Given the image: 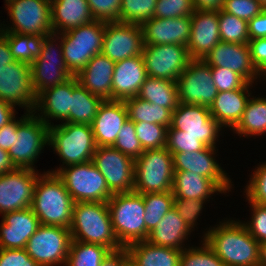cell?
I'll list each match as a JSON object with an SVG mask.
<instances>
[{
    "mask_svg": "<svg viewBox=\"0 0 266 266\" xmlns=\"http://www.w3.org/2000/svg\"><path fill=\"white\" fill-rule=\"evenodd\" d=\"M203 239L226 266H259L260 243L244 223L228 220L211 227Z\"/></svg>",
    "mask_w": 266,
    "mask_h": 266,
    "instance_id": "obj_1",
    "label": "cell"
},
{
    "mask_svg": "<svg viewBox=\"0 0 266 266\" xmlns=\"http://www.w3.org/2000/svg\"><path fill=\"white\" fill-rule=\"evenodd\" d=\"M74 203L56 173L47 171L38 176L31 208L40 224L70 228Z\"/></svg>",
    "mask_w": 266,
    "mask_h": 266,
    "instance_id": "obj_2",
    "label": "cell"
},
{
    "mask_svg": "<svg viewBox=\"0 0 266 266\" xmlns=\"http://www.w3.org/2000/svg\"><path fill=\"white\" fill-rule=\"evenodd\" d=\"M72 240L100 244L111 251L123 248L117 240L107 202H78L73 205Z\"/></svg>",
    "mask_w": 266,
    "mask_h": 266,
    "instance_id": "obj_3",
    "label": "cell"
},
{
    "mask_svg": "<svg viewBox=\"0 0 266 266\" xmlns=\"http://www.w3.org/2000/svg\"><path fill=\"white\" fill-rule=\"evenodd\" d=\"M107 204L114 234L123 248L147 239L149 231L144 221L143 194L134 191L116 193Z\"/></svg>",
    "mask_w": 266,
    "mask_h": 266,
    "instance_id": "obj_4",
    "label": "cell"
},
{
    "mask_svg": "<svg viewBox=\"0 0 266 266\" xmlns=\"http://www.w3.org/2000/svg\"><path fill=\"white\" fill-rule=\"evenodd\" d=\"M49 145L63 166L91 161L97 148L91 125L69 122L49 126Z\"/></svg>",
    "mask_w": 266,
    "mask_h": 266,
    "instance_id": "obj_5",
    "label": "cell"
},
{
    "mask_svg": "<svg viewBox=\"0 0 266 266\" xmlns=\"http://www.w3.org/2000/svg\"><path fill=\"white\" fill-rule=\"evenodd\" d=\"M105 23L93 20L58 34L68 71L76 76L96 54L102 52Z\"/></svg>",
    "mask_w": 266,
    "mask_h": 266,
    "instance_id": "obj_6",
    "label": "cell"
},
{
    "mask_svg": "<svg viewBox=\"0 0 266 266\" xmlns=\"http://www.w3.org/2000/svg\"><path fill=\"white\" fill-rule=\"evenodd\" d=\"M134 171V192L145 194L172 190L173 156L166 147L144 150L134 160Z\"/></svg>",
    "mask_w": 266,
    "mask_h": 266,
    "instance_id": "obj_7",
    "label": "cell"
},
{
    "mask_svg": "<svg viewBox=\"0 0 266 266\" xmlns=\"http://www.w3.org/2000/svg\"><path fill=\"white\" fill-rule=\"evenodd\" d=\"M51 173H56L63 180L75 203L107 202L113 195L92 160L64 168L62 166Z\"/></svg>",
    "mask_w": 266,
    "mask_h": 266,
    "instance_id": "obj_8",
    "label": "cell"
},
{
    "mask_svg": "<svg viewBox=\"0 0 266 266\" xmlns=\"http://www.w3.org/2000/svg\"><path fill=\"white\" fill-rule=\"evenodd\" d=\"M45 145H49V126L32 112L18 124L17 136L8 154L16 168L35 170L34 161Z\"/></svg>",
    "mask_w": 266,
    "mask_h": 266,
    "instance_id": "obj_9",
    "label": "cell"
},
{
    "mask_svg": "<svg viewBox=\"0 0 266 266\" xmlns=\"http://www.w3.org/2000/svg\"><path fill=\"white\" fill-rule=\"evenodd\" d=\"M71 241L69 228L40 224L25 250L40 266L65 265Z\"/></svg>",
    "mask_w": 266,
    "mask_h": 266,
    "instance_id": "obj_10",
    "label": "cell"
},
{
    "mask_svg": "<svg viewBox=\"0 0 266 266\" xmlns=\"http://www.w3.org/2000/svg\"><path fill=\"white\" fill-rule=\"evenodd\" d=\"M58 39L56 33L45 36L40 56L30 65L31 84L36 97L42 91L63 84L73 77L66 67L62 46L58 45L59 51H55L54 42ZM54 51H58L57 54Z\"/></svg>",
    "mask_w": 266,
    "mask_h": 266,
    "instance_id": "obj_11",
    "label": "cell"
},
{
    "mask_svg": "<svg viewBox=\"0 0 266 266\" xmlns=\"http://www.w3.org/2000/svg\"><path fill=\"white\" fill-rule=\"evenodd\" d=\"M7 10L13 27L2 28L0 26V32L38 36H48L53 33L51 2L47 0H14L7 6Z\"/></svg>",
    "mask_w": 266,
    "mask_h": 266,
    "instance_id": "obj_12",
    "label": "cell"
},
{
    "mask_svg": "<svg viewBox=\"0 0 266 266\" xmlns=\"http://www.w3.org/2000/svg\"><path fill=\"white\" fill-rule=\"evenodd\" d=\"M142 57L147 75L176 82L192 58L187 46L144 44Z\"/></svg>",
    "mask_w": 266,
    "mask_h": 266,
    "instance_id": "obj_13",
    "label": "cell"
},
{
    "mask_svg": "<svg viewBox=\"0 0 266 266\" xmlns=\"http://www.w3.org/2000/svg\"><path fill=\"white\" fill-rule=\"evenodd\" d=\"M176 83L181 103L209 108L218 94L210 66L203 59H192Z\"/></svg>",
    "mask_w": 266,
    "mask_h": 266,
    "instance_id": "obj_14",
    "label": "cell"
},
{
    "mask_svg": "<svg viewBox=\"0 0 266 266\" xmlns=\"http://www.w3.org/2000/svg\"><path fill=\"white\" fill-rule=\"evenodd\" d=\"M92 162L104 176L112 194L132 192L134 160L113 146H97Z\"/></svg>",
    "mask_w": 266,
    "mask_h": 266,
    "instance_id": "obj_15",
    "label": "cell"
},
{
    "mask_svg": "<svg viewBox=\"0 0 266 266\" xmlns=\"http://www.w3.org/2000/svg\"><path fill=\"white\" fill-rule=\"evenodd\" d=\"M171 127L197 137L205 146L215 147L222 126L211 116L206 106L179 102L172 112Z\"/></svg>",
    "mask_w": 266,
    "mask_h": 266,
    "instance_id": "obj_16",
    "label": "cell"
},
{
    "mask_svg": "<svg viewBox=\"0 0 266 266\" xmlns=\"http://www.w3.org/2000/svg\"><path fill=\"white\" fill-rule=\"evenodd\" d=\"M39 174L26 168H15L0 175V214L30 208Z\"/></svg>",
    "mask_w": 266,
    "mask_h": 266,
    "instance_id": "obj_17",
    "label": "cell"
},
{
    "mask_svg": "<svg viewBox=\"0 0 266 266\" xmlns=\"http://www.w3.org/2000/svg\"><path fill=\"white\" fill-rule=\"evenodd\" d=\"M0 99L27 109L32 113L36 95L31 84V68L27 63L14 61L0 71Z\"/></svg>",
    "mask_w": 266,
    "mask_h": 266,
    "instance_id": "obj_18",
    "label": "cell"
},
{
    "mask_svg": "<svg viewBox=\"0 0 266 266\" xmlns=\"http://www.w3.org/2000/svg\"><path fill=\"white\" fill-rule=\"evenodd\" d=\"M144 48L141 25L110 22L105 23L102 54L117 62L142 55Z\"/></svg>",
    "mask_w": 266,
    "mask_h": 266,
    "instance_id": "obj_19",
    "label": "cell"
},
{
    "mask_svg": "<svg viewBox=\"0 0 266 266\" xmlns=\"http://www.w3.org/2000/svg\"><path fill=\"white\" fill-rule=\"evenodd\" d=\"M216 147L206 146L203 150L194 152L171 153L174 171H191L211 179L224 193L231 188V180L222 167L215 161Z\"/></svg>",
    "mask_w": 266,
    "mask_h": 266,
    "instance_id": "obj_20",
    "label": "cell"
},
{
    "mask_svg": "<svg viewBox=\"0 0 266 266\" xmlns=\"http://www.w3.org/2000/svg\"><path fill=\"white\" fill-rule=\"evenodd\" d=\"M203 60L210 67H224L237 72L251 84L258 76L259 78L261 76L252 64L248 43L238 44L220 41Z\"/></svg>",
    "mask_w": 266,
    "mask_h": 266,
    "instance_id": "obj_21",
    "label": "cell"
},
{
    "mask_svg": "<svg viewBox=\"0 0 266 266\" xmlns=\"http://www.w3.org/2000/svg\"><path fill=\"white\" fill-rule=\"evenodd\" d=\"M220 41L218 11L195 10L187 44L190 57L203 59Z\"/></svg>",
    "mask_w": 266,
    "mask_h": 266,
    "instance_id": "obj_22",
    "label": "cell"
},
{
    "mask_svg": "<svg viewBox=\"0 0 266 266\" xmlns=\"http://www.w3.org/2000/svg\"><path fill=\"white\" fill-rule=\"evenodd\" d=\"M144 44H179L187 46L191 33V16L150 18L141 24Z\"/></svg>",
    "mask_w": 266,
    "mask_h": 266,
    "instance_id": "obj_23",
    "label": "cell"
},
{
    "mask_svg": "<svg viewBox=\"0 0 266 266\" xmlns=\"http://www.w3.org/2000/svg\"><path fill=\"white\" fill-rule=\"evenodd\" d=\"M0 224V248L25 249L29 238L40 225L32 208L3 214Z\"/></svg>",
    "mask_w": 266,
    "mask_h": 266,
    "instance_id": "obj_24",
    "label": "cell"
},
{
    "mask_svg": "<svg viewBox=\"0 0 266 266\" xmlns=\"http://www.w3.org/2000/svg\"><path fill=\"white\" fill-rule=\"evenodd\" d=\"M147 77L142 55L115 62L112 100L125 101L138 96Z\"/></svg>",
    "mask_w": 266,
    "mask_h": 266,
    "instance_id": "obj_25",
    "label": "cell"
},
{
    "mask_svg": "<svg viewBox=\"0 0 266 266\" xmlns=\"http://www.w3.org/2000/svg\"><path fill=\"white\" fill-rule=\"evenodd\" d=\"M128 119L124 101L104 100L91 124L97 146H113L121 127Z\"/></svg>",
    "mask_w": 266,
    "mask_h": 266,
    "instance_id": "obj_26",
    "label": "cell"
},
{
    "mask_svg": "<svg viewBox=\"0 0 266 266\" xmlns=\"http://www.w3.org/2000/svg\"><path fill=\"white\" fill-rule=\"evenodd\" d=\"M115 62L102 53L96 54L75 76L91 94L112 100V80Z\"/></svg>",
    "mask_w": 266,
    "mask_h": 266,
    "instance_id": "obj_27",
    "label": "cell"
},
{
    "mask_svg": "<svg viewBox=\"0 0 266 266\" xmlns=\"http://www.w3.org/2000/svg\"><path fill=\"white\" fill-rule=\"evenodd\" d=\"M71 96L72 78L63 84L42 91L36 97V105L33 112L35 114L37 113L36 110L41 111V116L39 115L37 117L48 126L52 125L48 118H55L56 120L61 119L65 122H69Z\"/></svg>",
    "mask_w": 266,
    "mask_h": 266,
    "instance_id": "obj_28",
    "label": "cell"
},
{
    "mask_svg": "<svg viewBox=\"0 0 266 266\" xmlns=\"http://www.w3.org/2000/svg\"><path fill=\"white\" fill-rule=\"evenodd\" d=\"M251 83H246L242 88L218 92L214 102L209 107L211 116L223 127L233 129L240 121L246 104L250 99L249 87ZM248 94V95H247Z\"/></svg>",
    "mask_w": 266,
    "mask_h": 266,
    "instance_id": "obj_29",
    "label": "cell"
},
{
    "mask_svg": "<svg viewBox=\"0 0 266 266\" xmlns=\"http://www.w3.org/2000/svg\"><path fill=\"white\" fill-rule=\"evenodd\" d=\"M93 20L94 18L87 0L51 1V23L53 33H64L78 26L88 24Z\"/></svg>",
    "mask_w": 266,
    "mask_h": 266,
    "instance_id": "obj_30",
    "label": "cell"
},
{
    "mask_svg": "<svg viewBox=\"0 0 266 266\" xmlns=\"http://www.w3.org/2000/svg\"><path fill=\"white\" fill-rule=\"evenodd\" d=\"M191 229L187 226L176 209H170L161 221L152 229L146 241L155 245L173 248L182 251L184 239L190 235Z\"/></svg>",
    "mask_w": 266,
    "mask_h": 266,
    "instance_id": "obj_31",
    "label": "cell"
},
{
    "mask_svg": "<svg viewBox=\"0 0 266 266\" xmlns=\"http://www.w3.org/2000/svg\"><path fill=\"white\" fill-rule=\"evenodd\" d=\"M129 262L134 266H179L180 250L148 243L135 242L126 247Z\"/></svg>",
    "mask_w": 266,
    "mask_h": 266,
    "instance_id": "obj_32",
    "label": "cell"
},
{
    "mask_svg": "<svg viewBox=\"0 0 266 266\" xmlns=\"http://www.w3.org/2000/svg\"><path fill=\"white\" fill-rule=\"evenodd\" d=\"M171 192L175 199H205L224 193L211 179L191 171H174Z\"/></svg>",
    "mask_w": 266,
    "mask_h": 266,
    "instance_id": "obj_33",
    "label": "cell"
},
{
    "mask_svg": "<svg viewBox=\"0 0 266 266\" xmlns=\"http://www.w3.org/2000/svg\"><path fill=\"white\" fill-rule=\"evenodd\" d=\"M104 99L91 94L72 77L71 111L69 123L91 125Z\"/></svg>",
    "mask_w": 266,
    "mask_h": 266,
    "instance_id": "obj_34",
    "label": "cell"
},
{
    "mask_svg": "<svg viewBox=\"0 0 266 266\" xmlns=\"http://www.w3.org/2000/svg\"><path fill=\"white\" fill-rule=\"evenodd\" d=\"M138 97L158 106L166 107L172 112L179 104L176 82L149 76L142 84Z\"/></svg>",
    "mask_w": 266,
    "mask_h": 266,
    "instance_id": "obj_35",
    "label": "cell"
},
{
    "mask_svg": "<svg viewBox=\"0 0 266 266\" xmlns=\"http://www.w3.org/2000/svg\"><path fill=\"white\" fill-rule=\"evenodd\" d=\"M124 102L128 110V118L134 123H155L168 128L171 126L172 111L170 109L150 103L138 96L126 99Z\"/></svg>",
    "mask_w": 266,
    "mask_h": 266,
    "instance_id": "obj_36",
    "label": "cell"
},
{
    "mask_svg": "<svg viewBox=\"0 0 266 266\" xmlns=\"http://www.w3.org/2000/svg\"><path fill=\"white\" fill-rule=\"evenodd\" d=\"M232 130L245 137L264 134L266 132V98H250L240 121Z\"/></svg>",
    "mask_w": 266,
    "mask_h": 266,
    "instance_id": "obj_37",
    "label": "cell"
},
{
    "mask_svg": "<svg viewBox=\"0 0 266 266\" xmlns=\"http://www.w3.org/2000/svg\"><path fill=\"white\" fill-rule=\"evenodd\" d=\"M7 40L16 61L31 65L41 54L45 36L0 32Z\"/></svg>",
    "mask_w": 266,
    "mask_h": 266,
    "instance_id": "obj_38",
    "label": "cell"
},
{
    "mask_svg": "<svg viewBox=\"0 0 266 266\" xmlns=\"http://www.w3.org/2000/svg\"><path fill=\"white\" fill-rule=\"evenodd\" d=\"M110 252L100 244L72 240L65 266H101Z\"/></svg>",
    "mask_w": 266,
    "mask_h": 266,
    "instance_id": "obj_39",
    "label": "cell"
},
{
    "mask_svg": "<svg viewBox=\"0 0 266 266\" xmlns=\"http://www.w3.org/2000/svg\"><path fill=\"white\" fill-rule=\"evenodd\" d=\"M174 195L170 192L145 193L143 201L145 207L144 221L150 232L161 221L165 214L174 207Z\"/></svg>",
    "mask_w": 266,
    "mask_h": 266,
    "instance_id": "obj_40",
    "label": "cell"
},
{
    "mask_svg": "<svg viewBox=\"0 0 266 266\" xmlns=\"http://www.w3.org/2000/svg\"><path fill=\"white\" fill-rule=\"evenodd\" d=\"M220 40L229 43L249 42L248 22L222 10L218 11Z\"/></svg>",
    "mask_w": 266,
    "mask_h": 266,
    "instance_id": "obj_41",
    "label": "cell"
},
{
    "mask_svg": "<svg viewBox=\"0 0 266 266\" xmlns=\"http://www.w3.org/2000/svg\"><path fill=\"white\" fill-rule=\"evenodd\" d=\"M157 0H121L119 22L141 25L153 17Z\"/></svg>",
    "mask_w": 266,
    "mask_h": 266,
    "instance_id": "obj_42",
    "label": "cell"
},
{
    "mask_svg": "<svg viewBox=\"0 0 266 266\" xmlns=\"http://www.w3.org/2000/svg\"><path fill=\"white\" fill-rule=\"evenodd\" d=\"M134 125L143 150L165 147L168 127L146 122H137Z\"/></svg>",
    "mask_w": 266,
    "mask_h": 266,
    "instance_id": "obj_43",
    "label": "cell"
},
{
    "mask_svg": "<svg viewBox=\"0 0 266 266\" xmlns=\"http://www.w3.org/2000/svg\"><path fill=\"white\" fill-rule=\"evenodd\" d=\"M202 247L184 248L180 255L179 266H226L203 240Z\"/></svg>",
    "mask_w": 266,
    "mask_h": 266,
    "instance_id": "obj_44",
    "label": "cell"
},
{
    "mask_svg": "<svg viewBox=\"0 0 266 266\" xmlns=\"http://www.w3.org/2000/svg\"><path fill=\"white\" fill-rule=\"evenodd\" d=\"M113 147L133 160H136L144 152L137 138L134 122L129 118L121 127Z\"/></svg>",
    "mask_w": 266,
    "mask_h": 266,
    "instance_id": "obj_45",
    "label": "cell"
},
{
    "mask_svg": "<svg viewBox=\"0 0 266 266\" xmlns=\"http://www.w3.org/2000/svg\"><path fill=\"white\" fill-rule=\"evenodd\" d=\"M195 10L193 0H157L153 17L168 19L192 16Z\"/></svg>",
    "mask_w": 266,
    "mask_h": 266,
    "instance_id": "obj_46",
    "label": "cell"
},
{
    "mask_svg": "<svg viewBox=\"0 0 266 266\" xmlns=\"http://www.w3.org/2000/svg\"><path fill=\"white\" fill-rule=\"evenodd\" d=\"M165 147L171 153H177L200 151L206 146L197 137L184 134L183 131L175 130L170 126L167 130Z\"/></svg>",
    "mask_w": 266,
    "mask_h": 266,
    "instance_id": "obj_47",
    "label": "cell"
},
{
    "mask_svg": "<svg viewBox=\"0 0 266 266\" xmlns=\"http://www.w3.org/2000/svg\"><path fill=\"white\" fill-rule=\"evenodd\" d=\"M221 10L249 22L265 8L258 0H224Z\"/></svg>",
    "mask_w": 266,
    "mask_h": 266,
    "instance_id": "obj_48",
    "label": "cell"
},
{
    "mask_svg": "<svg viewBox=\"0 0 266 266\" xmlns=\"http://www.w3.org/2000/svg\"><path fill=\"white\" fill-rule=\"evenodd\" d=\"M94 20L119 22L121 0H87Z\"/></svg>",
    "mask_w": 266,
    "mask_h": 266,
    "instance_id": "obj_49",
    "label": "cell"
},
{
    "mask_svg": "<svg viewBox=\"0 0 266 266\" xmlns=\"http://www.w3.org/2000/svg\"><path fill=\"white\" fill-rule=\"evenodd\" d=\"M213 82L218 92L242 88L247 81L237 72L224 67H210Z\"/></svg>",
    "mask_w": 266,
    "mask_h": 266,
    "instance_id": "obj_50",
    "label": "cell"
},
{
    "mask_svg": "<svg viewBox=\"0 0 266 266\" xmlns=\"http://www.w3.org/2000/svg\"><path fill=\"white\" fill-rule=\"evenodd\" d=\"M246 186V197L251 202L266 205V162L257 167Z\"/></svg>",
    "mask_w": 266,
    "mask_h": 266,
    "instance_id": "obj_51",
    "label": "cell"
},
{
    "mask_svg": "<svg viewBox=\"0 0 266 266\" xmlns=\"http://www.w3.org/2000/svg\"><path fill=\"white\" fill-rule=\"evenodd\" d=\"M246 199L251 204L253 215L251 221H249L250 223L246 222L244 225L257 242H264L266 241V205L251 202L248 198Z\"/></svg>",
    "mask_w": 266,
    "mask_h": 266,
    "instance_id": "obj_52",
    "label": "cell"
},
{
    "mask_svg": "<svg viewBox=\"0 0 266 266\" xmlns=\"http://www.w3.org/2000/svg\"><path fill=\"white\" fill-rule=\"evenodd\" d=\"M205 201V199H174V208L191 230L196 225Z\"/></svg>",
    "mask_w": 266,
    "mask_h": 266,
    "instance_id": "obj_53",
    "label": "cell"
},
{
    "mask_svg": "<svg viewBox=\"0 0 266 266\" xmlns=\"http://www.w3.org/2000/svg\"><path fill=\"white\" fill-rule=\"evenodd\" d=\"M0 266H40L25 249L0 248Z\"/></svg>",
    "mask_w": 266,
    "mask_h": 266,
    "instance_id": "obj_54",
    "label": "cell"
},
{
    "mask_svg": "<svg viewBox=\"0 0 266 266\" xmlns=\"http://www.w3.org/2000/svg\"><path fill=\"white\" fill-rule=\"evenodd\" d=\"M248 45L253 66L261 76L266 77V37L249 40Z\"/></svg>",
    "mask_w": 266,
    "mask_h": 266,
    "instance_id": "obj_55",
    "label": "cell"
},
{
    "mask_svg": "<svg viewBox=\"0 0 266 266\" xmlns=\"http://www.w3.org/2000/svg\"><path fill=\"white\" fill-rule=\"evenodd\" d=\"M29 114L26 111L25 115L20 120H11L9 123L0 128V148L9 151L14 145L15 136H17L18 124Z\"/></svg>",
    "mask_w": 266,
    "mask_h": 266,
    "instance_id": "obj_56",
    "label": "cell"
},
{
    "mask_svg": "<svg viewBox=\"0 0 266 266\" xmlns=\"http://www.w3.org/2000/svg\"><path fill=\"white\" fill-rule=\"evenodd\" d=\"M249 40L266 37V10L248 22Z\"/></svg>",
    "mask_w": 266,
    "mask_h": 266,
    "instance_id": "obj_57",
    "label": "cell"
},
{
    "mask_svg": "<svg viewBox=\"0 0 266 266\" xmlns=\"http://www.w3.org/2000/svg\"><path fill=\"white\" fill-rule=\"evenodd\" d=\"M129 262V255L126 248L111 251L103 260L101 266H125Z\"/></svg>",
    "mask_w": 266,
    "mask_h": 266,
    "instance_id": "obj_58",
    "label": "cell"
},
{
    "mask_svg": "<svg viewBox=\"0 0 266 266\" xmlns=\"http://www.w3.org/2000/svg\"><path fill=\"white\" fill-rule=\"evenodd\" d=\"M8 40L0 33V71L4 69V66L14 62Z\"/></svg>",
    "mask_w": 266,
    "mask_h": 266,
    "instance_id": "obj_59",
    "label": "cell"
},
{
    "mask_svg": "<svg viewBox=\"0 0 266 266\" xmlns=\"http://www.w3.org/2000/svg\"><path fill=\"white\" fill-rule=\"evenodd\" d=\"M15 106L0 99V128L15 118Z\"/></svg>",
    "mask_w": 266,
    "mask_h": 266,
    "instance_id": "obj_60",
    "label": "cell"
},
{
    "mask_svg": "<svg viewBox=\"0 0 266 266\" xmlns=\"http://www.w3.org/2000/svg\"><path fill=\"white\" fill-rule=\"evenodd\" d=\"M224 0H193L196 10L219 11L222 9Z\"/></svg>",
    "mask_w": 266,
    "mask_h": 266,
    "instance_id": "obj_61",
    "label": "cell"
},
{
    "mask_svg": "<svg viewBox=\"0 0 266 266\" xmlns=\"http://www.w3.org/2000/svg\"><path fill=\"white\" fill-rule=\"evenodd\" d=\"M16 167L10 160L8 151L0 148V175L14 170Z\"/></svg>",
    "mask_w": 266,
    "mask_h": 266,
    "instance_id": "obj_62",
    "label": "cell"
},
{
    "mask_svg": "<svg viewBox=\"0 0 266 266\" xmlns=\"http://www.w3.org/2000/svg\"><path fill=\"white\" fill-rule=\"evenodd\" d=\"M259 266H266V241L260 243Z\"/></svg>",
    "mask_w": 266,
    "mask_h": 266,
    "instance_id": "obj_63",
    "label": "cell"
},
{
    "mask_svg": "<svg viewBox=\"0 0 266 266\" xmlns=\"http://www.w3.org/2000/svg\"><path fill=\"white\" fill-rule=\"evenodd\" d=\"M263 6L264 8L266 7V0H258Z\"/></svg>",
    "mask_w": 266,
    "mask_h": 266,
    "instance_id": "obj_64",
    "label": "cell"
},
{
    "mask_svg": "<svg viewBox=\"0 0 266 266\" xmlns=\"http://www.w3.org/2000/svg\"><path fill=\"white\" fill-rule=\"evenodd\" d=\"M13 1L14 0H5L7 6L10 5Z\"/></svg>",
    "mask_w": 266,
    "mask_h": 266,
    "instance_id": "obj_65",
    "label": "cell"
},
{
    "mask_svg": "<svg viewBox=\"0 0 266 266\" xmlns=\"http://www.w3.org/2000/svg\"><path fill=\"white\" fill-rule=\"evenodd\" d=\"M125 266H134L132 263L128 262Z\"/></svg>",
    "mask_w": 266,
    "mask_h": 266,
    "instance_id": "obj_66",
    "label": "cell"
}]
</instances>
